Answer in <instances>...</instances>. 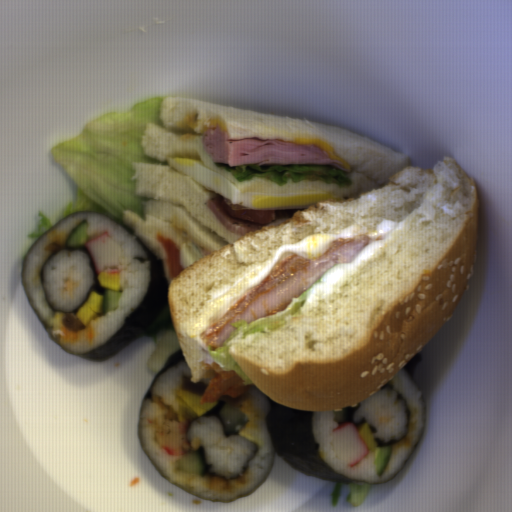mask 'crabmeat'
I'll list each match as a JSON object with an SVG mask.
<instances>
[{
	"instance_id": "1",
	"label": "crabmeat",
	"mask_w": 512,
	"mask_h": 512,
	"mask_svg": "<svg viewBox=\"0 0 512 512\" xmlns=\"http://www.w3.org/2000/svg\"><path fill=\"white\" fill-rule=\"evenodd\" d=\"M330 435L337 459L351 467L368 455L370 449L356 424L344 422L332 429Z\"/></svg>"
},
{
	"instance_id": "2",
	"label": "crabmeat",
	"mask_w": 512,
	"mask_h": 512,
	"mask_svg": "<svg viewBox=\"0 0 512 512\" xmlns=\"http://www.w3.org/2000/svg\"><path fill=\"white\" fill-rule=\"evenodd\" d=\"M84 246L90 253L97 275H101L103 271H109L112 274L119 272L121 248L110 233L99 234Z\"/></svg>"
}]
</instances>
